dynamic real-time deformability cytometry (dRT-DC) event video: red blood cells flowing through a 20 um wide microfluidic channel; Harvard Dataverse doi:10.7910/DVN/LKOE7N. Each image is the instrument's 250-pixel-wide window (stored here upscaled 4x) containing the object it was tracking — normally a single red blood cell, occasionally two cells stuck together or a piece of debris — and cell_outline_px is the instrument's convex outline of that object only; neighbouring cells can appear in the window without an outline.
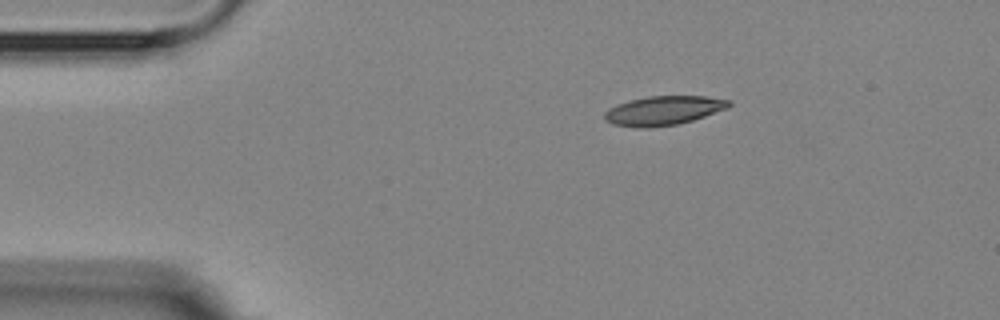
{"species": "Egyptian fruit bat (a non-hibernating species)", "species_latin": "Rousettus aegyptiacus", "temperature_condition": "room temperature", "stored_images_in_passage": 4, "camera_frame_rate_fps": 3000, "um_per_image_px": 0.085, "animal": {"sex": "female"}, "frame": {"image": 1, "passage_image": 1, "time_ms": 0.0, "image_size_px": [1000, 320], "cell_outline_px": [[732, 104], [728, 108], [692, 120], [676, 124], [648, 128], [640, 128], [612, 124], [604, 120], [604, 112], [608, 108], [616, 104], [628, 100], [648, 96], [704, 96], [732, 100]], "centroid_in_image_um": [56.37, 9.39], "position_along_channel_um": 28.6, "area_um2": 21.27}}
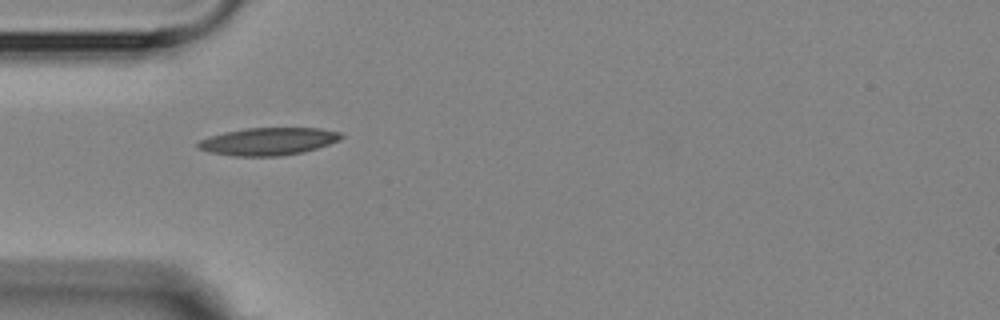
{"frame": {"image": 2, "passage_image": 3, "time_ms": 2.333, "image_size_px": [1000, 320], "cell_outline_px": [[344, 136], [340, 140], [304, 152], [280, 156], [232, 156], [208, 152], [196, 148], [196, 144], [200, 140], [208, 136], [224, 132], [244, 128], [320, 128], [340, 132]], "centroid_in_image_um": [22.76, 12.02], "position_along_channel_um": 62.2, "area_um2": 23.18}}
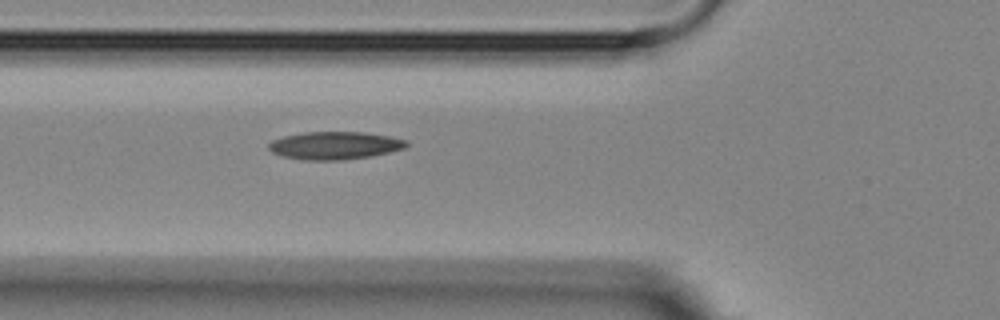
{"frame": {"image": 3, "passage_image": 4, "time_ms": 3.333, "image_size_px": [1000, 320], "cell_outline_px": [[408, 144], [404, 148], [388, 152], [368, 156], [336, 160], [304, 160], [284, 156], [272, 152], [268, 148], [268, 144], [272, 140], [284, 136], [304, 132], [364, 132], [388, 136], [408, 140]], "centroid_in_image_um": [28.43, 12.35], "position_along_channel_um": 97.4, "area_um2": 22.02}}